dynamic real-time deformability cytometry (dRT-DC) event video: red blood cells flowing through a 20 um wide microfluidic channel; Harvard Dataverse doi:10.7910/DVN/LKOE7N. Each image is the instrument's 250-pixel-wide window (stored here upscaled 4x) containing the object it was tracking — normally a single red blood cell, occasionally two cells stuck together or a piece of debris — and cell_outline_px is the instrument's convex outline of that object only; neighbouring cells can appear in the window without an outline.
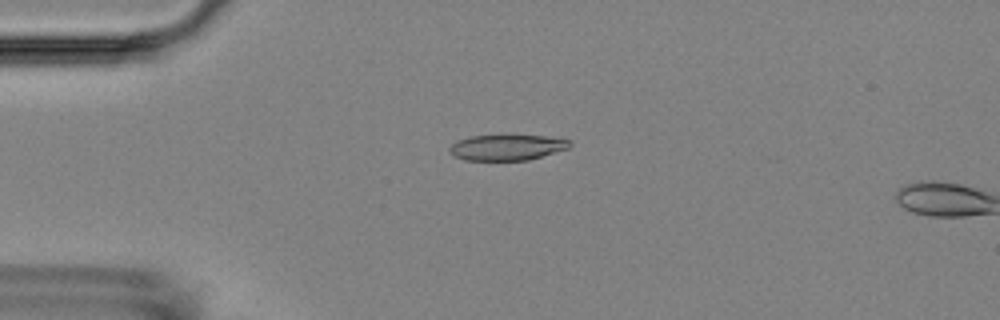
{"species": "Egyptian fruit bat (a non-hibernating species)", "species_latin": "Rousettus aegyptiacus", "temperature_condition": "room temperature", "stored_images_in_passage": 5, "camera_frame_rate_fps": 3000, "um_per_image_px": 0.085, "animal": {"sex": "female"}, "frame": {"image": 1, "passage_image": 4, "time_ms": 4.333, "image_size_px": [1000, 320], "cell_outline_px": [[572, 144], [568, 148], [528, 160], [464, 160], [448, 152], [448, 148], [456, 140], [472, 136], [508, 132], [544, 136], [572, 140]], "centroid_in_image_um": [43.08, 12.47], "position_along_channel_um": 41.9, "area_um2": 18.84}}